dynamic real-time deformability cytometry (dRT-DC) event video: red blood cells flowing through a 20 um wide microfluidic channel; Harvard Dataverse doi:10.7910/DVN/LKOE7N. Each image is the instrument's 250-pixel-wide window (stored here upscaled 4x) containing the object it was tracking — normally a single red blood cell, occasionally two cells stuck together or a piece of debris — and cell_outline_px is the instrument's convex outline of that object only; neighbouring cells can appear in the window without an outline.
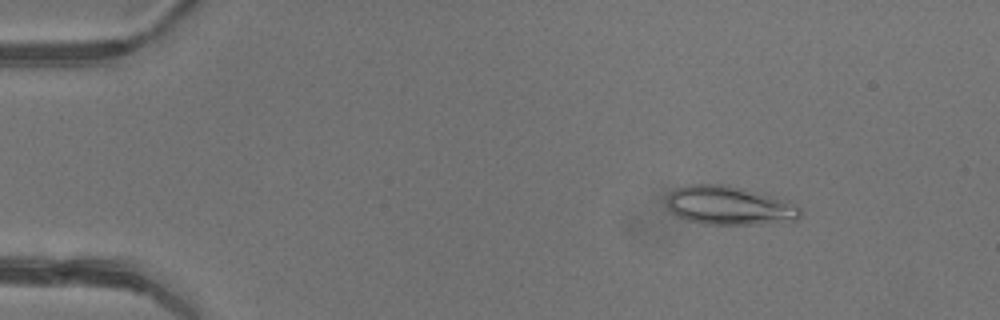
{"species": "common noctule bat (a hibernating species)", "species_latin": "Nyctalus noctula", "temperature_condition": "warm", "stored_images_in_passage": 42, "camera_frame_rate_fps": 3000, "um_per_image_px": 0.085, "animal": {"sex": "female"}, "frame": {"image": 1, "passage_image": 1, "time_ms": 0.0, "image_size_px": [1000, 320], "cell_outline_px": [[804, 212], [800, 220], [756, 224], [704, 224], [688, 220], [672, 212], [668, 208], [668, 196], [676, 188], [688, 184], [724, 184], [788, 200], [800, 208]], "centroid_in_image_um": [62.05, 17.47], "position_along_channel_um": 23.0, "area_um2": 30.06}}
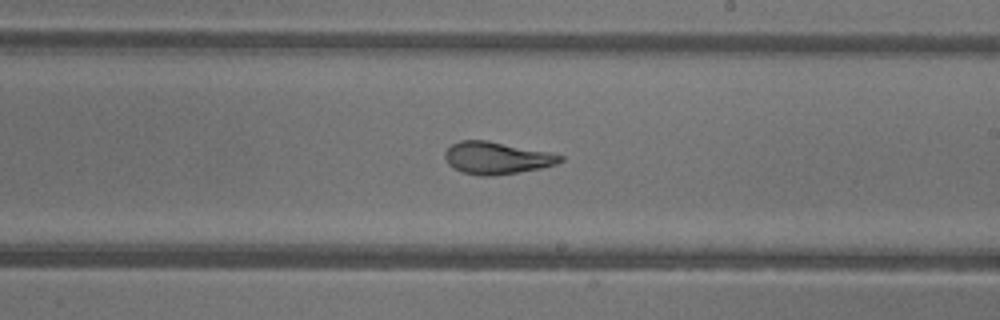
{"frame": {"image": 2, "passage_image": 23, "time_ms": 7.333, "image_size_px": [1000, 320], "cell_outline_px": [[564, 160], [556, 164], [540, 168], [492, 176], [480, 176], [464, 172], [452, 168], [448, 164], [444, 156], [444, 152], [452, 144], [460, 140], [488, 140], [548, 152], [564, 156]], "centroid_in_image_um": [42.19, 13.42], "position_along_channel_um": 246.8, "area_um2": 21.56}}
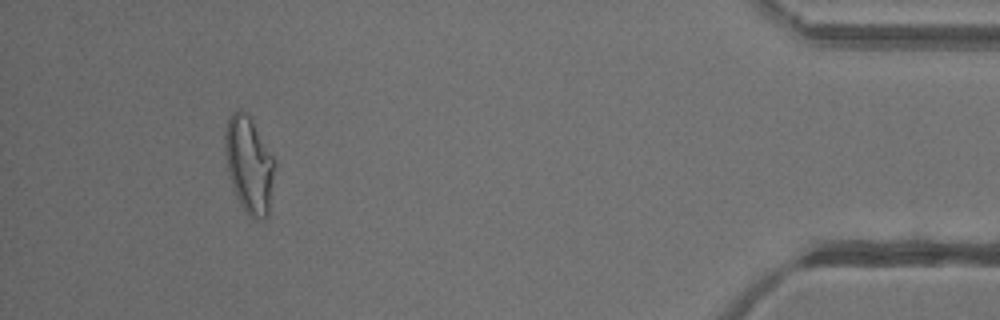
{"frame": {"image": 3, "passage_image": 39, "time_ms": 12.667, "image_size_px": [1000, 320], "cell_outline_px": [[276, 164], [268, 216], [264, 220], [256, 220], [248, 216], [240, 204], [232, 188], [228, 172], [224, 152], [224, 132], [228, 116], [232, 112], [240, 108], [252, 116], [276, 160]], "centroid_in_image_um": [21.18, 13.96], "position_along_channel_um": 414.0, "area_um2": 29.07}, "authors_computed_cell_mechanics": {"area_um2": 23.9003, "velocity_mm_per_s": 4.3028, "shape_relaxation_time_tau1_ms": null, "shape_relaxation_time_tau2_ms": 1.3286, "deformation_change_tau1": null, "deformation_change_tau2": 0.072}}